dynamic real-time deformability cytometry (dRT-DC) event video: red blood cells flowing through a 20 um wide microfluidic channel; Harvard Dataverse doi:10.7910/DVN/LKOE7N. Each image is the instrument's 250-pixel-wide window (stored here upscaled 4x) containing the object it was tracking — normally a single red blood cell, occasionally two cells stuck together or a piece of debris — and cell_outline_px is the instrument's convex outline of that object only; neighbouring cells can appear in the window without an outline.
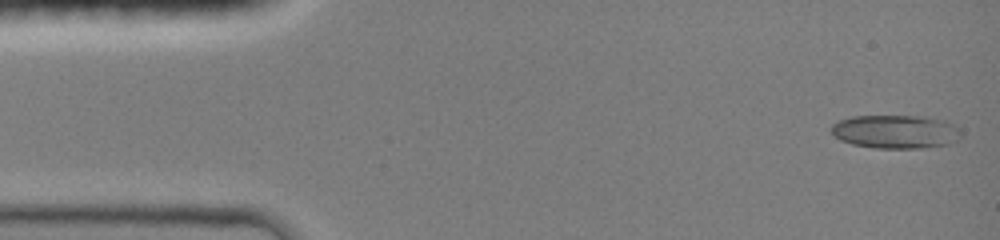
{"species": "common noctule bat (a hibernating species)", "species_latin": "Nyctalus noctula", "temperature_condition": "room temperature", "stored_images_in_passage": 4, "camera_frame_rate_fps": 3000, "um_per_image_px": 0.085, "animal": {"sex": "female", "body_mass_g": 19.0, "forearm_length_mm": 51.5}, "frame": {"image": 1, "passage_image": 1, "time_ms": 0.0, "image_size_px": [1000, 240], "cell_outline_px": [[960, 136], [956, 140], [948, 144], [916, 148], [876, 148], [852, 144], [840, 140], [828, 128], [832, 124], [840, 120], [852, 116], [924, 116], [944, 120], [952, 124], [960, 132]], "centroid_in_image_um": [76.07, 11.18], "position_along_channel_um": 8.9, "area_um2": 25.2}}
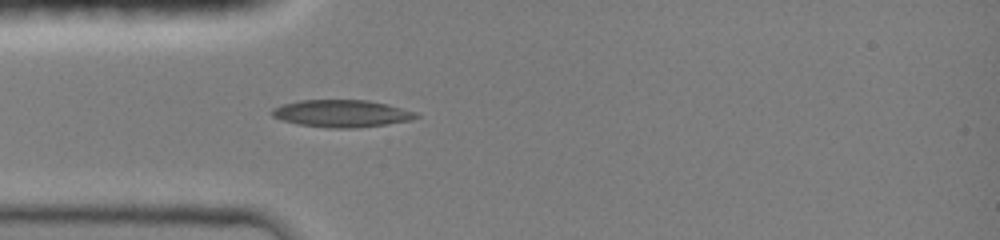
{"frame": {"image": 2, "passage_image": 4, "time_ms": 3.667, "image_size_px": [1000, 240], "cell_outline_px": [[420, 116], [412, 120], [356, 128], [332, 128], [300, 124], [284, 120], [272, 116], [272, 108], [284, 104], [300, 100], [368, 100], [388, 104], [416, 112]], "centroid_in_image_um": [29.08, 9.64], "position_along_channel_um": 55.9, "area_um2": 22.66}}